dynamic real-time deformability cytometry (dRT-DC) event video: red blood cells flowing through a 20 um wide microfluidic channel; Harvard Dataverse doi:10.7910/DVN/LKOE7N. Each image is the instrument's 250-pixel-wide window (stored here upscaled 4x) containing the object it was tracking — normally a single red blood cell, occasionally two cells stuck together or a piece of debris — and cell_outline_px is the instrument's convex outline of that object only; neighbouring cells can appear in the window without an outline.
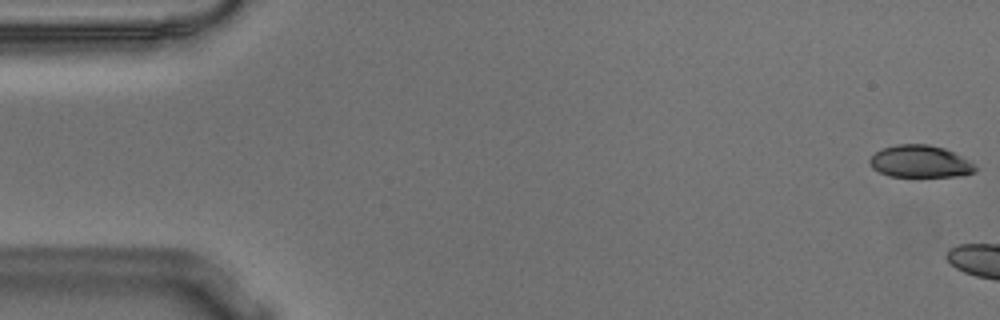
{"species": "Egyptian fruit bat (a non-hibernating species)", "species_latin": "Rousettus aegyptiacus", "temperature_condition": "warm", "stored_images_in_passage": 5, "camera_frame_rate_fps": 3000, "um_per_image_px": 0.085, "animal": {"sex": "male"}, "frame": {"image": 1, "passage_image": 1, "time_ms": 0.0, "image_size_px": [1000, 320], "cell_outline_px": [[976, 172], [960, 176], [888, 176], [872, 168], [868, 160], [876, 152], [884, 148], [896, 144], [928, 144], [944, 148], [972, 160], [976, 168]], "centroid_in_image_um": [78.24, 13.72], "position_along_channel_um": 6.8, "area_um2": 19.88}}